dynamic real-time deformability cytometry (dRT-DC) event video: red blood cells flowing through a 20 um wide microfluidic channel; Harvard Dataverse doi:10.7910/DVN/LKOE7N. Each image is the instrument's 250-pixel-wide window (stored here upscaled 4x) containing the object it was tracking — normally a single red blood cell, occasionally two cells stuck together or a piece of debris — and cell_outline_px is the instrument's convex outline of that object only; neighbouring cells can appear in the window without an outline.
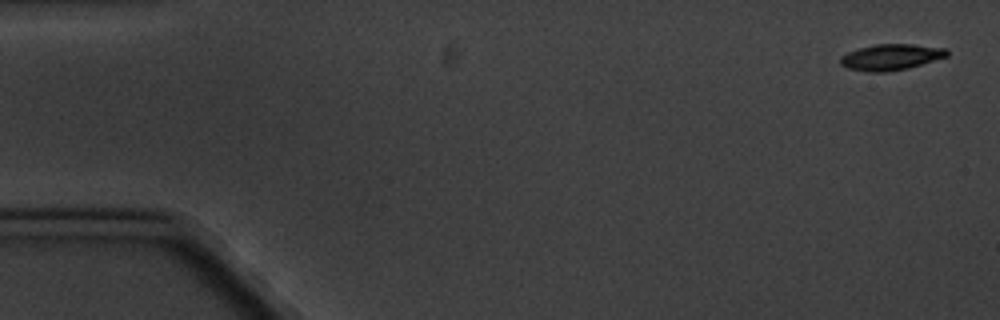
{"species": "common noctule bat (a hibernating species)", "species_latin": "Nyctalus noctula", "temperature_condition": "cold", "stored_images_in_passage": 9, "camera_frame_rate_fps": 3000, "um_per_image_px": 0.085, "animal": {"sex": "male", "body_mass_g": 20.1, "forearm_length_mm": 53.5}, "frame": {"image": 1, "passage_image": 1, "time_ms": 0.0, "image_size_px": [1000, 320], "cell_outline_px": [[948, 56], [908, 68], [884, 72], [868, 72], [848, 68], [840, 64], [840, 56], [848, 52], [860, 48], [876, 44], [912, 44], [948, 48]], "centroid_in_image_um": [75.74, 4.85], "position_along_channel_um": 9.3, "area_um2": 16.13}}
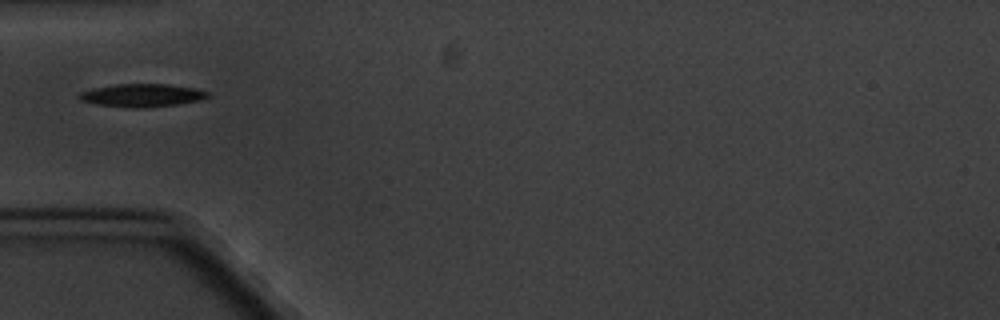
{"frame": {"image": 2, "passage_image": 6, "time_ms": 5.667, "image_size_px": [1000, 320], "cell_outline_px": [[212, 96], [200, 100], [176, 104], [144, 108], [132, 108], [96, 104], [80, 100], [76, 96], [80, 92], [92, 88], [116, 84], [168, 84], [196, 88], [208, 92]], "centroid_in_image_um": [12.06, 8.1], "position_along_channel_um": 72.9, "area_um2": 17.34}}